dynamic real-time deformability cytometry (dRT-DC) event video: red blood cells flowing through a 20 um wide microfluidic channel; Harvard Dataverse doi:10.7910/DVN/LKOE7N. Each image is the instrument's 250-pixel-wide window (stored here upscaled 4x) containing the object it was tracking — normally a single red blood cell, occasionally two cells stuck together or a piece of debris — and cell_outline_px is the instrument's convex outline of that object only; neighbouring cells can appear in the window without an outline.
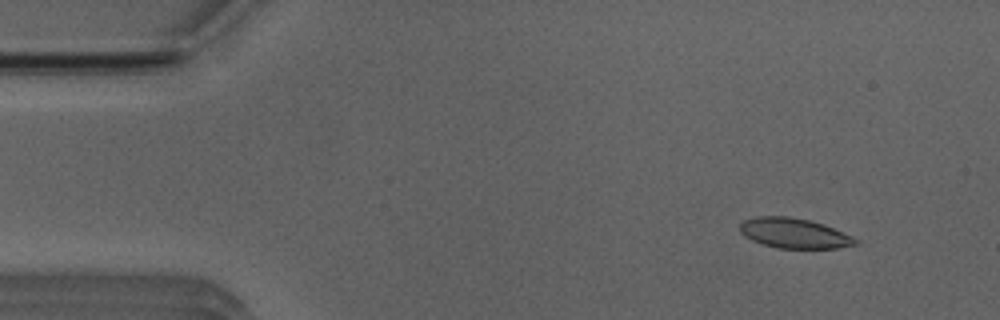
{"species": "Egyptian fruit bat (a non-hibernating species)", "species_latin": "Rousettus aegyptiacus", "temperature_condition": "room temperature", "stored_images_in_passage": 12, "camera_frame_rate_fps": 3000, "um_per_image_px": 0.085, "animal": {"sex": "male"}, "frame": {"image": 1, "passage_image": 2, "time_ms": 0.333, "image_size_px": [1000, 320], "cell_outline_px": [[860, 244], [836, 248], [776, 248], [752, 240], [744, 236], [740, 232], [740, 224], [744, 220], [756, 216], [788, 216], [808, 220], [824, 224], [852, 236], [860, 240]], "centroid_in_image_um": [67.52, 19.82], "position_along_channel_um": 17.5, "area_um2": 20.29}}